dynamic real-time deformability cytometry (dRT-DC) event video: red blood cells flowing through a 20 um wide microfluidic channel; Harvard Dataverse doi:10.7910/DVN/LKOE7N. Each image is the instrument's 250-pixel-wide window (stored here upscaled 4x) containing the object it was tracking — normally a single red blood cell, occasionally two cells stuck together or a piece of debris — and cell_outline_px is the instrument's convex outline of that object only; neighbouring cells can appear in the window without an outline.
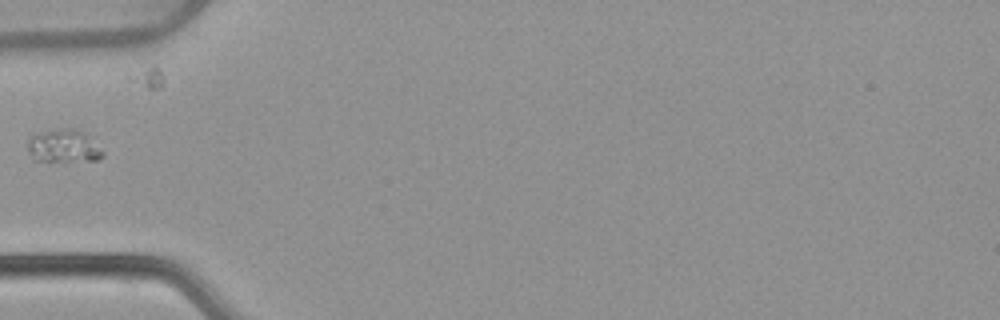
{"species": "common noctule bat (a hibernating species)", "species_latin": "Nyctalus noctula", "temperature_condition": "warm", "stored_images_in_passage": 36, "camera_frame_rate_fps": 3000, "um_per_image_px": 0.085, "animal": {"sex": "female", "body_mass_g": 22.7, "forearm_length_mm": 54.2}, "frame": {"image": 1, "passage_image": 1, "time_ms": 0.0, "image_size_px": [1000, 320], "cell_outline_px": [[104, 156], [100, 160], [32, 160], [28, 152], [28, 136], [32, 132], [60, 128], [76, 128], [92, 136], [104, 152]], "centroid_in_image_um": [5.4, 12.37], "position_along_channel_um": 79.6, "area_um2": 14.97}}
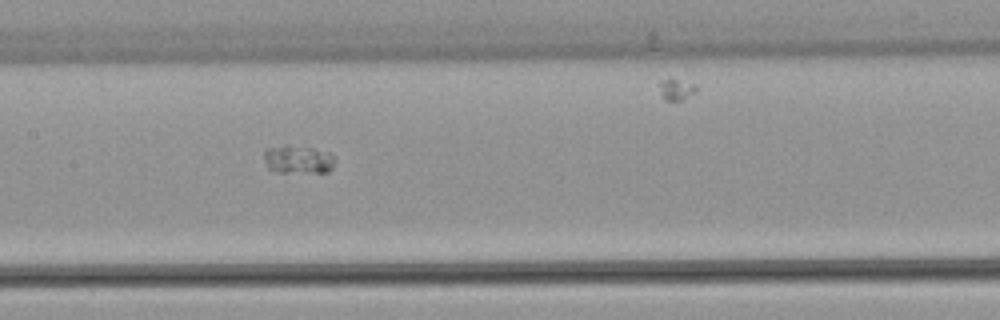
{"frame": {"image": 2, "passage_image": 9, "time_ms": 2.667, "image_size_px": [1000, 320], "cell_outline_px": [[336, 160], [332, 168], [328, 172], [280, 172], [268, 168], [264, 160], [264, 152], [268, 148], [284, 144], [312, 148], [328, 152]], "centroid_in_image_um": [25.33, 13.54], "position_along_channel_um": 182.1, "area_um2": 11.68}}
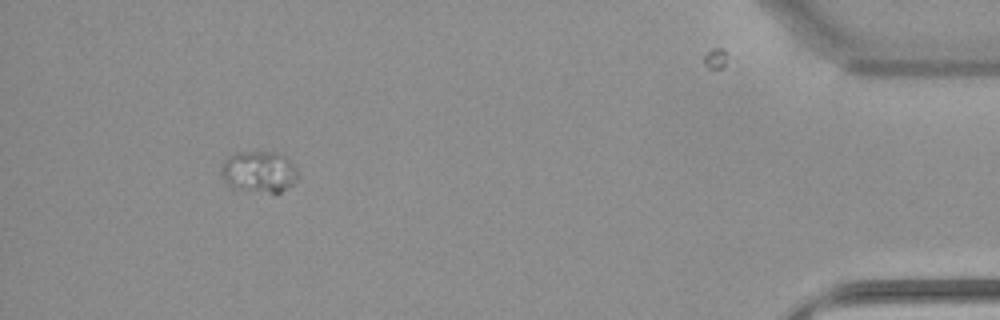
{"frame": {"image": 3, "passage_image": 32, "time_ms": 10.333, "image_size_px": [1000, 320], "cell_outline_px": [[300, 176], [288, 188], [280, 192], [272, 192], [232, 188], [224, 180], [220, 172], [220, 168], [224, 160], [228, 156], [236, 152], [280, 152], [288, 156], [296, 168]], "centroid_in_image_um": [22.04, 14.57], "position_along_channel_um": 413.2, "area_um2": 18.73}}